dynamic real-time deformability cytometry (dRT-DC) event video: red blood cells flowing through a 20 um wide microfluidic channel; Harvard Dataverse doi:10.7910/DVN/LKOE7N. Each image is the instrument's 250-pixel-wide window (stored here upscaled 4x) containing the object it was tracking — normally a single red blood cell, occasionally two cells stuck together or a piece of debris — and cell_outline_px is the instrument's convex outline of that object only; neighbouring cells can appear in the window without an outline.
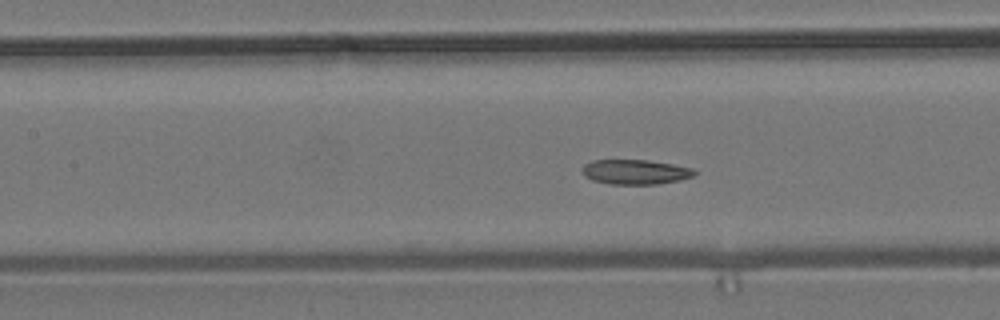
{"species": "common noctule bat (a hibernating species)", "species_latin": "Nyctalus noctula", "temperature_condition": "room temperature", "stored_images_in_passage": 21, "camera_frame_rate_fps": 3000, "um_per_image_px": 0.085, "animal": {"sex": "male", "body_mass_g": 19.2, "forearm_length_mm": 51.8}, "frame": {"image": 1, "passage_image": 21, "time_ms": 6.667, "image_size_px": [1000, 320], "cell_outline_px": [[696, 172], [692, 176], [680, 180], [656, 184], [608, 184], [592, 180], [584, 176], [584, 164], [592, 160], [648, 160], [672, 164], [692, 168]], "centroid_in_image_um": [53.99, 14.61], "position_along_channel_um": 153.4, "area_um2": 16.07}}